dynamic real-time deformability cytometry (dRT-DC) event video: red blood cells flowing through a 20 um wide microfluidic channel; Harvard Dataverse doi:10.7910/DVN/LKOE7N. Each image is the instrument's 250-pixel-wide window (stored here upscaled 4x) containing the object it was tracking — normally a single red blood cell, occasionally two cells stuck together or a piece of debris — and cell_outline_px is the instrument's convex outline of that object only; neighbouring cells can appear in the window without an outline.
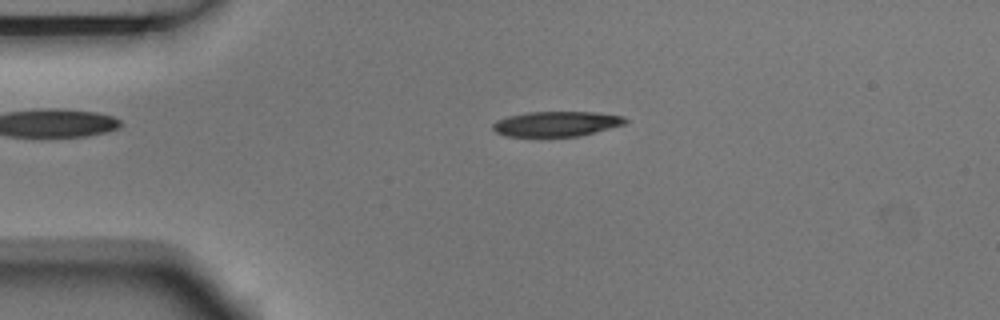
{"species": "Egyptian fruit bat (a non-hibernating species)", "species_latin": "Rousettus aegyptiacus", "temperature_condition": "room temperature", "stored_images_in_passage": 4, "camera_frame_rate_fps": 3000, "um_per_image_px": 0.085, "animal": {"sex": "male"}, "frame": {"image": 1, "passage_image": 4, "time_ms": 1.0, "image_size_px": [1000, 320], "cell_outline_px": [[628, 120], [624, 124], [580, 136], [504, 136], [496, 132], [492, 128], [492, 124], [496, 120], [508, 116], [528, 112], [592, 112], [624, 116]], "centroid_in_image_um": [47.27, 10.52], "position_along_channel_um": 37.7, "area_um2": 19.25}}